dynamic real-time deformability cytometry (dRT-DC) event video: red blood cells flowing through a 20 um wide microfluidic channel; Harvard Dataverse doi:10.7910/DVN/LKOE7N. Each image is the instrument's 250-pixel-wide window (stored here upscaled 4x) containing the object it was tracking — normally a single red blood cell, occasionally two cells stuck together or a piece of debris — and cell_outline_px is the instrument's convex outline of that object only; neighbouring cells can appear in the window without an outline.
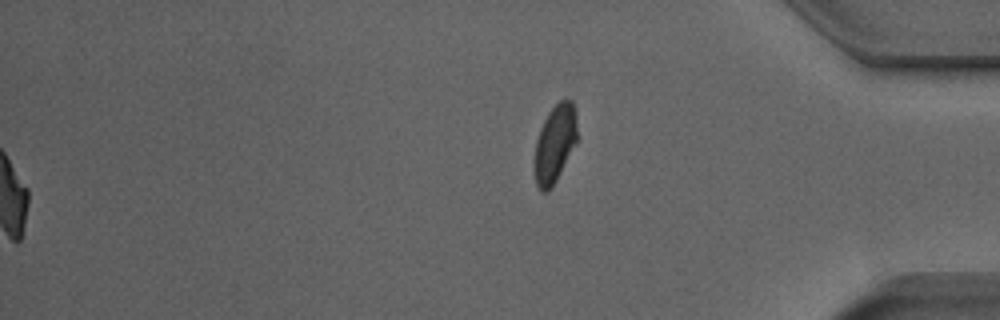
{"species": "Egyptian fruit bat (a non-hibernating species)", "species_latin": "Rousettus aegyptiacus", "temperature_condition": "room temperature", "stored_images_in_passage": 53, "segment_of_instrument_passage": [2, 2], "camera_frame_rate_fps": 3000, "um_per_image_px": 0.085, "animal": {"sex": "male"}, "frame": {"image": 1, "passage_image": 53, "time_ms": 17.333, "image_size_px": [1000, 320], "cell_outline_px": [[576, 140], [552, 188], [548, 192], [540, 192], [536, 184], [536, 140], [540, 128], [548, 112], [560, 100], [572, 100], [576, 116]], "centroid_in_image_um": [47.16, 12.2], "position_along_channel_um": 388.0, "area_um2": 18.67}}